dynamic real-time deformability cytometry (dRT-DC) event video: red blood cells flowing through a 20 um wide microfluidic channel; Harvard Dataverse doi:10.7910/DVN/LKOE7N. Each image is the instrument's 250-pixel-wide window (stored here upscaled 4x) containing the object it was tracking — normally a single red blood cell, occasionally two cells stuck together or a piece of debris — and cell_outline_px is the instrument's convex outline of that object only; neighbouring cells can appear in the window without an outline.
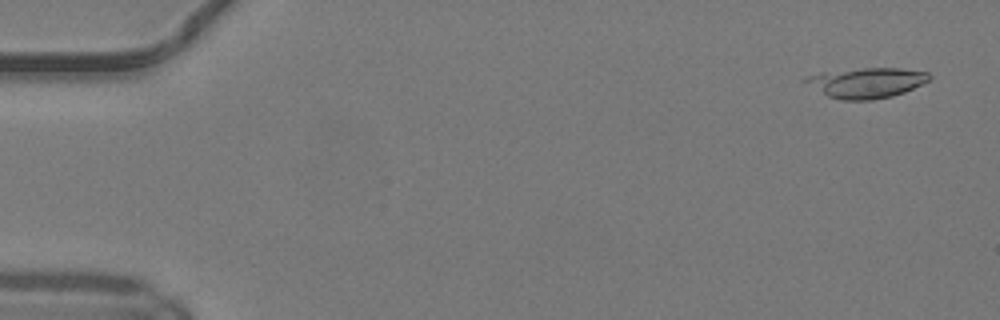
{"species": "common noctule bat (a hibernating species)", "species_latin": "Nyctalus noctula", "temperature_condition": "warm", "stored_images_in_passage": 10, "camera_frame_rate_fps": 3000, "um_per_image_px": 0.085, "animal": {"sex": "male", "body_mass_g": 19.2, "forearm_length_mm": 51.8}, "frame": {"image": 1, "passage_image": 3, "time_ms": 0.667, "image_size_px": [1000, 320], "cell_outline_px": [[932, 76], [928, 80], [904, 92], [892, 96], [872, 100], [840, 100], [828, 96], [800, 80], [804, 76], [820, 72], [864, 68], [900, 68], [928, 72]], "centroid_in_image_um": [73.59, 7.02], "position_along_channel_um": 11.4, "area_um2": 21.85}}